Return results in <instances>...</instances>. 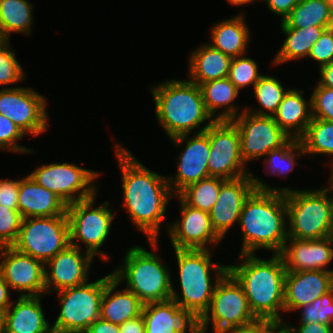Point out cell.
Returning <instances> with one entry per match:
<instances>
[{
  "label": "cell",
  "instance_id": "8fae6325",
  "mask_svg": "<svg viewBox=\"0 0 333 333\" xmlns=\"http://www.w3.org/2000/svg\"><path fill=\"white\" fill-rule=\"evenodd\" d=\"M69 243L67 216L23 218L17 241L12 246L44 264Z\"/></svg>",
  "mask_w": 333,
  "mask_h": 333
},
{
  "label": "cell",
  "instance_id": "6f0895ef",
  "mask_svg": "<svg viewBox=\"0 0 333 333\" xmlns=\"http://www.w3.org/2000/svg\"><path fill=\"white\" fill-rule=\"evenodd\" d=\"M270 333H289L282 324H278Z\"/></svg>",
  "mask_w": 333,
  "mask_h": 333
},
{
  "label": "cell",
  "instance_id": "277c9868",
  "mask_svg": "<svg viewBox=\"0 0 333 333\" xmlns=\"http://www.w3.org/2000/svg\"><path fill=\"white\" fill-rule=\"evenodd\" d=\"M156 119L169 139L204 132L214 119L207 112L200 86L190 80L169 79L151 88ZM207 120L204 127L200 124ZM201 128V129H200Z\"/></svg>",
  "mask_w": 333,
  "mask_h": 333
},
{
  "label": "cell",
  "instance_id": "ab89813d",
  "mask_svg": "<svg viewBox=\"0 0 333 333\" xmlns=\"http://www.w3.org/2000/svg\"><path fill=\"white\" fill-rule=\"evenodd\" d=\"M22 216L18 210L0 205V248L11 247L17 241Z\"/></svg>",
  "mask_w": 333,
  "mask_h": 333
},
{
  "label": "cell",
  "instance_id": "7dc6e473",
  "mask_svg": "<svg viewBox=\"0 0 333 333\" xmlns=\"http://www.w3.org/2000/svg\"><path fill=\"white\" fill-rule=\"evenodd\" d=\"M263 1V0H262ZM267 4L269 11L272 14L281 16V21L291 13V10L301 1V0H264Z\"/></svg>",
  "mask_w": 333,
  "mask_h": 333
},
{
  "label": "cell",
  "instance_id": "681fc988",
  "mask_svg": "<svg viewBox=\"0 0 333 333\" xmlns=\"http://www.w3.org/2000/svg\"><path fill=\"white\" fill-rule=\"evenodd\" d=\"M84 333H120V325L99 318Z\"/></svg>",
  "mask_w": 333,
  "mask_h": 333
},
{
  "label": "cell",
  "instance_id": "f35d334b",
  "mask_svg": "<svg viewBox=\"0 0 333 333\" xmlns=\"http://www.w3.org/2000/svg\"><path fill=\"white\" fill-rule=\"evenodd\" d=\"M10 40H0V85L23 82L26 77L22 65L15 58Z\"/></svg>",
  "mask_w": 333,
  "mask_h": 333
},
{
  "label": "cell",
  "instance_id": "44dd1931",
  "mask_svg": "<svg viewBox=\"0 0 333 333\" xmlns=\"http://www.w3.org/2000/svg\"><path fill=\"white\" fill-rule=\"evenodd\" d=\"M145 333H202L200 318L173 299L144 304Z\"/></svg>",
  "mask_w": 333,
  "mask_h": 333
},
{
  "label": "cell",
  "instance_id": "6da1fadb",
  "mask_svg": "<svg viewBox=\"0 0 333 333\" xmlns=\"http://www.w3.org/2000/svg\"><path fill=\"white\" fill-rule=\"evenodd\" d=\"M115 149L122 174L123 209L147 241H158L168 203L175 198L167 175L148 169L120 143Z\"/></svg>",
  "mask_w": 333,
  "mask_h": 333
},
{
  "label": "cell",
  "instance_id": "7402d4cb",
  "mask_svg": "<svg viewBox=\"0 0 333 333\" xmlns=\"http://www.w3.org/2000/svg\"><path fill=\"white\" fill-rule=\"evenodd\" d=\"M280 255L286 271L321 270L333 273V269H326L333 260L330 236L312 240L287 238Z\"/></svg>",
  "mask_w": 333,
  "mask_h": 333
},
{
  "label": "cell",
  "instance_id": "bcb514c9",
  "mask_svg": "<svg viewBox=\"0 0 333 333\" xmlns=\"http://www.w3.org/2000/svg\"><path fill=\"white\" fill-rule=\"evenodd\" d=\"M282 325L289 333H333V325H326L323 323H308L300 324L295 327L293 324L283 322ZM293 325V326H292Z\"/></svg>",
  "mask_w": 333,
  "mask_h": 333
},
{
  "label": "cell",
  "instance_id": "8d00e7d4",
  "mask_svg": "<svg viewBox=\"0 0 333 333\" xmlns=\"http://www.w3.org/2000/svg\"><path fill=\"white\" fill-rule=\"evenodd\" d=\"M305 152L298 139L291 138L282 147L271 150L265 155L264 163L267 165L270 176L275 174L284 178L294 170L298 164L296 156H304ZM297 162V163H296Z\"/></svg>",
  "mask_w": 333,
  "mask_h": 333
},
{
  "label": "cell",
  "instance_id": "74e56055",
  "mask_svg": "<svg viewBox=\"0 0 333 333\" xmlns=\"http://www.w3.org/2000/svg\"><path fill=\"white\" fill-rule=\"evenodd\" d=\"M261 76L258 64L252 58L242 55L231 59L228 78L239 91L246 86L254 87Z\"/></svg>",
  "mask_w": 333,
  "mask_h": 333
},
{
  "label": "cell",
  "instance_id": "484cf974",
  "mask_svg": "<svg viewBox=\"0 0 333 333\" xmlns=\"http://www.w3.org/2000/svg\"><path fill=\"white\" fill-rule=\"evenodd\" d=\"M120 283L112 273L105 276V288L101 299L100 318L121 325L142 314L143 303L130 290H117Z\"/></svg>",
  "mask_w": 333,
  "mask_h": 333
},
{
  "label": "cell",
  "instance_id": "c3c4849f",
  "mask_svg": "<svg viewBox=\"0 0 333 333\" xmlns=\"http://www.w3.org/2000/svg\"><path fill=\"white\" fill-rule=\"evenodd\" d=\"M321 312V323L326 325H333V290L321 296V305L319 307Z\"/></svg>",
  "mask_w": 333,
  "mask_h": 333
},
{
  "label": "cell",
  "instance_id": "d4e9b609",
  "mask_svg": "<svg viewBox=\"0 0 333 333\" xmlns=\"http://www.w3.org/2000/svg\"><path fill=\"white\" fill-rule=\"evenodd\" d=\"M41 298L42 295L23 296L12 301L5 311L6 333H53L44 315Z\"/></svg>",
  "mask_w": 333,
  "mask_h": 333
},
{
  "label": "cell",
  "instance_id": "816d5d0a",
  "mask_svg": "<svg viewBox=\"0 0 333 333\" xmlns=\"http://www.w3.org/2000/svg\"><path fill=\"white\" fill-rule=\"evenodd\" d=\"M120 333H145V324L142 314L122 323L120 325Z\"/></svg>",
  "mask_w": 333,
  "mask_h": 333
},
{
  "label": "cell",
  "instance_id": "cb8c5ba5",
  "mask_svg": "<svg viewBox=\"0 0 333 333\" xmlns=\"http://www.w3.org/2000/svg\"><path fill=\"white\" fill-rule=\"evenodd\" d=\"M67 205L29 175L19 179L18 211L22 218L67 216Z\"/></svg>",
  "mask_w": 333,
  "mask_h": 333
},
{
  "label": "cell",
  "instance_id": "83f0119b",
  "mask_svg": "<svg viewBox=\"0 0 333 333\" xmlns=\"http://www.w3.org/2000/svg\"><path fill=\"white\" fill-rule=\"evenodd\" d=\"M245 20V15L237 14L232 18L218 21L210 30L211 43L208 44L231 59L245 55L251 40L250 29Z\"/></svg>",
  "mask_w": 333,
  "mask_h": 333
},
{
  "label": "cell",
  "instance_id": "7bdbcfd3",
  "mask_svg": "<svg viewBox=\"0 0 333 333\" xmlns=\"http://www.w3.org/2000/svg\"><path fill=\"white\" fill-rule=\"evenodd\" d=\"M308 57L318 62L319 69L333 62V27L323 31L311 47Z\"/></svg>",
  "mask_w": 333,
  "mask_h": 333
},
{
  "label": "cell",
  "instance_id": "4fadbf2b",
  "mask_svg": "<svg viewBox=\"0 0 333 333\" xmlns=\"http://www.w3.org/2000/svg\"><path fill=\"white\" fill-rule=\"evenodd\" d=\"M209 137V176L225 180L252 175L240 156V135L231 121H214L205 131Z\"/></svg>",
  "mask_w": 333,
  "mask_h": 333
},
{
  "label": "cell",
  "instance_id": "f6af8a7d",
  "mask_svg": "<svg viewBox=\"0 0 333 333\" xmlns=\"http://www.w3.org/2000/svg\"><path fill=\"white\" fill-rule=\"evenodd\" d=\"M320 305L321 297L315 299L311 304L303 305L296 309L297 311L299 310L298 312H301L300 324L321 323Z\"/></svg>",
  "mask_w": 333,
  "mask_h": 333
},
{
  "label": "cell",
  "instance_id": "ba28073f",
  "mask_svg": "<svg viewBox=\"0 0 333 333\" xmlns=\"http://www.w3.org/2000/svg\"><path fill=\"white\" fill-rule=\"evenodd\" d=\"M257 322L249 308L243 287L227 271L217 282L209 308L200 318L201 332L207 333L211 323L213 333H226Z\"/></svg>",
  "mask_w": 333,
  "mask_h": 333
},
{
  "label": "cell",
  "instance_id": "e575fe53",
  "mask_svg": "<svg viewBox=\"0 0 333 333\" xmlns=\"http://www.w3.org/2000/svg\"><path fill=\"white\" fill-rule=\"evenodd\" d=\"M298 140L305 156L329 155L333 164V122L312 118L305 133Z\"/></svg>",
  "mask_w": 333,
  "mask_h": 333
},
{
  "label": "cell",
  "instance_id": "e0dca14e",
  "mask_svg": "<svg viewBox=\"0 0 333 333\" xmlns=\"http://www.w3.org/2000/svg\"><path fill=\"white\" fill-rule=\"evenodd\" d=\"M0 272L19 297L46 295L44 263L14 247L0 248Z\"/></svg>",
  "mask_w": 333,
  "mask_h": 333
},
{
  "label": "cell",
  "instance_id": "91938a15",
  "mask_svg": "<svg viewBox=\"0 0 333 333\" xmlns=\"http://www.w3.org/2000/svg\"><path fill=\"white\" fill-rule=\"evenodd\" d=\"M327 3L329 4L331 12L333 14V0H327Z\"/></svg>",
  "mask_w": 333,
  "mask_h": 333
},
{
  "label": "cell",
  "instance_id": "ac0fdd59",
  "mask_svg": "<svg viewBox=\"0 0 333 333\" xmlns=\"http://www.w3.org/2000/svg\"><path fill=\"white\" fill-rule=\"evenodd\" d=\"M174 146L184 144V150L178 156L177 173L175 177L167 176L168 184L174 195H178L188 185L209 177L208 158L210 152L209 137L205 132L171 138Z\"/></svg>",
  "mask_w": 333,
  "mask_h": 333
},
{
  "label": "cell",
  "instance_id": "60d3db41",
  "mask_svg": "<svg viewBox=\"0 0 333 333\" xmlns=\"http://www.w3.org/2000/svg\"><path fill=\"white\" fill-rule=\"evenodd\" d=\"M25 134L8 117L0 113V150L14 153H32L33 151L18 141Z\"/></svg>",
  "mask_w": 333,
  "mask_h": 333
},
{
  "label": "cell",
  "instance_id": "ee69618b",
  "mask_svg": "<svg viewBox=\"0 0 333 333\" xmlns=\"http://www.w3.org/2000/svg\"><path fill=\"white\" fill-rule=\"evenodd\" d=\"M19 180L0 179V205L18 210Z\"/></svg>",
  "mask_w": 333,
  "mask_h": 333
},
{
  "label": "cell",
  "instance_id": "d6a6232c",
  "mask_svg": "<svg viewBox=\"0 0 333 333\" xmlns=\"http://www.w3.org/2000/svg\"><path fill=\"white\" fill-rule=\"evenodd\" d=\"M333 27V14L327 0H301L281 21V28Z\"/></svg>",
  "mask_w": 333,
  "mask_h": 333
},
{
  "label": "cell",
  "instance_id": "680465c9",
  "mask_svg": "<svg viewBox=\"0 0 333 333\" xmlns=\"http://www.w3.org/2000/svg\"><path fill=\"white\" fill-rule=\"evenodd\" d=\"M331 165V175H330V179H329V188L333 191V164H330Z\"/></svg>",
  "mask_w": 333,
  "mask_h": 333
},
{
  "label": "cell",
  "instance_id": "4dcf8cb0",
  "mask_svg": "<svg viewBox=\"0 0 333 333\" xmlns=\"http://www.w3.org/2000/svg\"><path fill=\"white\" fill-rule=\"evenodd\" d=\"M327 29L321 26L281 28L286 39L273 59V66L308 57L311 47Z\"/></svg>",
  "mask_w": 333,
  "mask_h": 333
},
{
  "label": "cell",
  "instance_id": "f1b7e54d",
  "mask_svg": "<svg viewBox=\"0 0 333 333\" xmlns=\"http://www.w3.org/2000/svg\"><path fill=\"white\" fill-rule=\"evenodd\" d=\"M200 89L205 108L214 121H232L245 111V108L240 111L234 103L240 91L228 77L203 83ZM217 111L219 114L216 115Z\"/></svg>",
  "mask_w": 333,
  "mask_h": 333
},
{
  "label": "cell",
  "instance_id": "94428289",
  "mask_svg": "<svg viewBox=\"0 0 333 333\" xmlns=\"http://www.w3.org/2000/svg\"><path fill=\"white\" fill-rule=\"evenodd\" d=\"M330 237H331V240H332V243H333V228H332V230H331Z\"/></svg>",
  "mask_w": 333,
  "mask_h": 333
},
{
  "label": "cell",
  "instance_id": "3957f363",
  "mask_svg": "<svg viewBox=\"0 0 333 333\" xmlns=\"http://www.w3.org/2000/svg\"><path fill=\"white\" fill-rule=\"evenodd\" d=\"M285 193L254 190L245 200L239 219L243 235L239 254L264 248L280 254L288 238Z\"/></svg>",
  "mask_w": 333,
  "mask_h": 333
},
{
  "label": "cell",
  "instance_id": "836d02e7",
  "mask_svg": "<svg viewBox=\"0 0 333 333\" xmlns=\"http://www.w3.org/2000/svg\"><path fill=\"white\" fill-rule=\"evenodd\" d=\"M225 181L219 177L209 176L188 185L178 196L190 207L209 213L217 202L221 185Z\"/></svg>",
  "mask_w": 333,
  "mask_h": 333
},
{
  "label": "cell",
  "instance_id": "9a60e30c",
  "mask_svg": "<svg viewBox=\"0 0 333 333\" xmlns=\"http://www.w3.org/2000/svg\"><path fill=\"white\" fill-rule=\"evenodd\" d=\"M240 135V156L245 164L265 157L271 150L285 145L291 137L272 116L256 115L246 110L231 121Z\"/></svg>",
  "mask_w": 333,
  "mask_h": 333
},
{
  "label": "cell",
  "instance_id": "f907efd6",
  "mask_svg": "<svg viewBox=\"0 0 333 333\" xmlns=\"http://www.w3.org/2000/svg\"><path fill=\"white\" fill-rule=\"evenodd\" d=\"M277 325L273 322L258 321L249 327L230 330L226 333H270Z\"/></svg>",
  "mask_w": 333,
  "mask_h": 333
},
{
  "label": "cell",
  "instance_id": "d590c367",
  "mask_svg": "<svg viewBox=\"0 0 333 333\" xmlns=\"http://www.w3.org/2000/svg\"><path fill=\"white\" fill-rule=\"evenodd\" d=\"M253 89L255 98L261 108H255L254 110V108L246 107L245 110L256 115L273 116L290 88H284L280 80L267 74L260 77Z\"/></svg>",
  "mask_w": 333,
  "mask_h": 333
},
{
  "label": "cell",
  "instance_id": "b9f144b4",
  "mask_svg": "<svg viewBox=\"0 0 333 333\" xmlns=\"http://www.w3.org/2000/svg\"><path fill=\"white\" fill-rule=\"evenodd\" d=\"M312 118L333 122V89L318 82L311 94Z\"/></svg>",
  "mask_w": 333,
  "mask_h": 333
},
{
  "label": "cell",
  "instance_id": "2e32d148",
  "mask_svg": "<svg viewBox=\"0 0 333 333\" xmlns=\"http://www.w3.org/2000/svg\"><path fill=\"white\" fill-rule=\"evenodd\" d=\"M175 197L181 206L180 218L167 224L173 249L211 250L208 246L220 244L222 238L213 229L209 213L190 207L178 195Z\"/></svg>",
  "mask_w": 333,
  "mask_h": 333
},
{
  "label": "cell",
  "instance_id": "30bf717a",
  "mask_svg": "<svg viewBox=\"0 0 333 333\" xmlns=\"http://www.w3.org/2000/svg\"><path fill=\"white\" fill-rule=\"evenodd\" d=\"M104 288L105 277L57 291L61 309L52 326L53 332L84 333L100 318Z\"/></svg>",
  "mask_w": 333,
  "mask_h": 333
},
{
  "label": "cell",
  "instance_id": "9f6ffc18",
  "mask_svg": "<svg viewBox=\"0 0 333 333\" xmlns=\"http://www.w3.org/2000/svg\"><path fill=\"white\" fill-rule=\"evenodd\" d=\"M0 333H6L5 331V311L0 310Z\"/></svg>",
  "mask_w": 333,
  "mask_h": 333
},
{
  "label": "cell",
  "instance_id": "11a10c76",
  "mask_svg": "<svg viewBox=\"0 0 333 333\" xmlns=\"http://www.w3.org/2000/svg\"><path fill=\"white\" fill-rule=\"evenodd\" d=\"M254 1L255 0H227V2L234 6H244L250 3L252 4V2L254 3Z\"/></svg>",
  "mask_w": 333,
  "mask_h": 333
},
{
  "label": "cell",
  "instance_id": "52a82bcc",
  "mask_svg": "<svg viewBox=\"0 0 333 333\" xmlns=\"http://www.w3.org/2000/svg\"><path fill=\"white\" fill-rule=\"evenodd\" d=\"M174 252L182 296L176 293L172 284L171 299L201 318L209 308L217 282L228 271V265L213 263L210 250L174 248ZM211 271L215 272L214 281Z\"/></svg>",
  "mask_w": 333,
  "mask_h": 333
},
{
  "label": "cell",
  "instance_id": "603a6c76",
  "mask_svg": "<svg viewBox=\"0 0 333 333\" xmlns=\"http://www.w3.org/2000/svg\"><path fill=\"white\" fill-rule=\"evenodd\" d=\"M332 282L333 273L330 271H286L284 312L290 313L303 305L311 304L315 299L331 290Z\"/></svg>",
  "mask_w": 333,
  "mask_h": 333
},
{
  "label": "cell",
  "instance_id": "ffe728a7",
  "mask_svg": "<svg viewBox=\"0 0 333 333\" xmlns=\"http://www.w3.org/2000/svg\"><path fill=\"white\" fill-rule=\"evenodd\" d=\"M254 190L252 175L226 180L221 185L218 200L209 215L213 229L222 239L235 223H239L242 206Z\"/></svg>",
  "mask_w": 333,
  "mask_h": 333
},
{
  "label": "cell",
  "instance_id": "f546056e",
  "mask_svg": "<svg viewBox=\"0 0 333 333\" xmlns=\"http://www.w3.org/2000/svg\"><path fill=\"white\" fill-rule=\"evenodd\" d=\"M189 56L188 80L191 82L200 86L228 77L231 58L210 44L200 45Z\"/></svg>",
  "mask_w": 333,
  "mask_h": 333
},
{
  "label": "cell",
  "instance_id": "7c38bea8",
  "mask_svg": "<svg viewBox=\"0 0 333 333\" xmlns=\"http://www.w3.org/2000/svg\"><path fill=\"white\" fill-rule=\"evenodd\" d=\"M28 175L69 205L96 195L98 188L95 180L101 174L69 162H56L42 164Z\"/></svg>",
  "mask_w": 333,
  "mask_h": 333
},
{
  "label": "cell",
  "instance_id": "5bb4252c",
  "mask_svg": "<svg viewBox=\"0 0 333 333\" xmlns=\"http://www.w3.org/2000/svg\"><path fill=\"white\" fill-rule=\"evenodd\" d=\"M28 87L0 89V113L25 134L42 135L48 128V99Z\"/></svg>",
  "mask_w": 333,
  "mask_h": 333
},
{
  "label": "cell",
  "instance_id": "f5cc1de1",
  "mask_svg": "<svg viewBox=\"0 0 333 333\" xmlns=\"http://www.w3.org/2000/svg\"><path fill=\"white\" fill-rule=\"evenodd\" d=\"M9 285L5 282L2 273L0 272V310L6 311L12 304L9 293Z\"/></svg>",
  "mask_w": 333,
  "mask_h": 333
},
{
  "label": "cell",
  "instance_id": "5b68a950",
  "mask_svg": "<svg viewBox=\"0 0 333 333\" xmlns=\"http://www.w3.org/2000/svg\"><path fill=\"white\" fill-rule=\"evenodd\" d=\"M252 177L255 190L285 193L288 238L312 240L330 236L333 228V192L328 186L315 190L274 188L253 173Z\"/></svg>",
  "mask_w": 333,
  "mask_h": 333
},
{
  "label": "cell",
  "instance_id": "8992f818",
  "mask_svg": "<svg viewBox=\"0 0 333 333\" xmlns=\"http://www.w3.org/2000/svg\"><path fill=\"white\" fill-rule=\"evenodd\" d=\"M155 251L133 246L127 250L123 265L112 271L113 277L132 291L143 304L171 299L172 279L168 265L158 256V241H148ZM157 251V252H156Z\"/></svg>",
  "mask_w": 333,
  "mask_h": 333
},
{
  "label": "cell",
  "instance_id": "1f68e13d",
  "mask_svg": "<svg viewBox=\"0 0 333 333\" xmlns=\"http://www.w3.org/2000/svg\"><path fill=\"white\" fill-rule=\"evenodd\" d=\"M33 4L28 0H0V40H10L11 33L30 35Z\"/></svg>",
  "mask_w": 333,
  "mask_h": 333
},
{
  "label": "cell",
  "instance_id": "9c48e42d",
  "mask_svg": "<svg viewBox=\"0 0 333 333\" xmlns=\"http://www.w3.org/2000/svg\"><path fill=\"white\" fill-rule=\"evenodd\" d=\"M96 197L97 194L67 205L69 243L82 250V245L78 241L83 242L86 252L93 257L98 255L102 260L108 261L110 257L107 253L102 252L100 247L108 239L112 221L116 216L109 207V201H105L95 208Z\"/></svg>",
  "mask_w": 333,
  "mask_h": 333
},
{
  "label": "cell",
  "instance_id": "d6986e66",
  "mask_svg": "<svg viewBox=\"0 0 333 333\" xmlns=\"http://www.w3.org/2000/svg\"><path fill=\"white\" fill-rule=\"evenodd\" d=\"M81 251L78 247L68 245L44 264L46 295L88 281L94 257Z\"/></svg>",
  "mask_w": 333,
  "mask_h": 333
},
{
  "label": "cell",
  "instance_id": "db71d44e",
  "mask_svg": "<svg viewBox=\"0 0 333 333\" xmlns=\"http://www.w3.org/2000/svg\"><path fill=\"white\" fill-rule=\"evenodd\" d=\"M320 80L318 83L323 87H328L333 89V62L324 65L319 69Z\"/></svg>",
  "mask_w": 333,
  "mask_h": 333
},
{
  "label": "cell",
  "instance_id": "4316f807",
  "mask_svg": "<svg viewBox=\"0 0 333 333\" xmlns=\"http://www.w3.org/2000/svg\"><path fill=\"white\" fill-rule=\"evenodd\" d=\"M303 92L296 88L289 89L272 116L278 126L295 139L305 133L312 120L311 96L306 101Z\"/></svg>",
  "mask_w": 333,
  "mask_h": 333
},
{
  "label": "cell",
  "instance_id": "7a4b0ae2",
  "mask_svg": "<svg viewBox=\"0 0 333 333\" xmlns=\"http://www.w3.org/2000/svg\"><path fill=\"white\" fill-rule=\"evenodd\" d=\"M268 260L256 254H240L228 271L243 287L249 308L258 321L282 324L284 318V282L286 268L280 254ZM281 312V313H280Z\"/></svg>",
  "mask_w": 333,
  "mask_h": 333
}]
</instances>
